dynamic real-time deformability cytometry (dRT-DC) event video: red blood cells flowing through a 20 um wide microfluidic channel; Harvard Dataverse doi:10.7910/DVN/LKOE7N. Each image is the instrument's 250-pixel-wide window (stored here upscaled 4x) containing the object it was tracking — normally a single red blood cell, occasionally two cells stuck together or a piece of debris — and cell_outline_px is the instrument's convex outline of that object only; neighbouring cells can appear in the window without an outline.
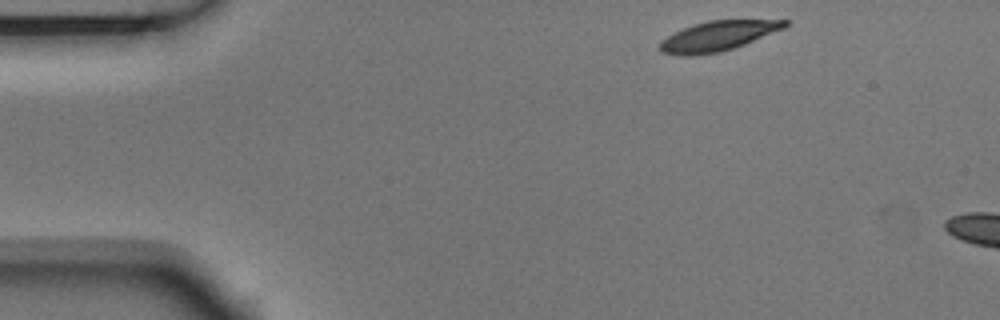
{"species": "Egyptian fruit bat (a non-hibernating species)", "species_latin": "Rousettus aegyptiacus", "temperature_condition": "room temperature", "stored_images_in_passage": 3, "camera_frame_rate_fps": 3000, "um_per_image_px": 0.085, "animal": {"sex": "male"}, "frame": {"image": 1, "passage_image": 1, "time_ms": 0.0, "image_size_px": [1000, 320], "cell_outline_px": [[788, 24], [784, 28], [744, 44], [720, 52], [684, 56], [664, 52], [660, 48], [660, 40], [684, 28], [708, 20], [788, 20]], "centroid_in_image_um": [61.03, 3.05], "position_along_channel_um": 24.0, "area_um2": 21.15}}